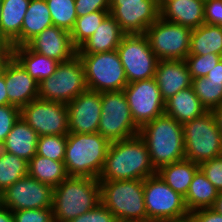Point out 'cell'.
<instances>
[{
    "label": "cell",
    "mask_w": 222,
    "mask_h": 222,
    "mask_svg": "<svg viewBox=\"0 0 222 222\" xmlns=\"http://www.w3.org/2000/svg\"><path fill=\"white\" fill-rule=\"evenodd\" d=\"M155 174L147 144L138 134L111 142L98 181L144 180Z\"/></svg>",
    "instance_id": "6da1fadb"
},
{
    "label": "cell",
    "mask_w": 222,
    "mask_h": 222,
    "mask_svg": "<svg viewBox=\"0 0 222 222\" xmlns=\"http://www.w3.org/2000/svg\"><path fill=\"white\" fill-rule=\"evenodd\" d=\"M139 135L147 144L151 163L156 170L185 159L183 126L173 117L163 113L145 123Z\"/></svg>",
    "instance_id": "7a4b0ae2"
},
{
    "label": "cell",
    "mask_w": 222,
    "mask_h": 222,
    "mask_svg": "<svg viewBox=\"0 0 222 222\" xmlns=\"http://www.w3.org/2000/svg\"><path fill=\"white\" fill-rule=\"evenodd\" d=\"M111 142L100 133H68L64 165L68 176L98 179Z\"/></svg>",
    "instance_id": "3957f363"
},
{
    "label": "cell",
    "mask_w": 222,
    "mask_h": 222,
    "mask_svg": "<svg viewBox=\"0 0 222 222\" xmlns=\"http://www.w3.org/2000/svg\"><path fill=\"white\" fill-rule=\"evenodd\" d=\"M100 182L90 177L68 176L54 187V222H70L100 203Z\"/></svg>",
    "instance_id": "277c9868"
},
{
    "label": "cell",
    "mask_w": 222,
    "mask_h": 222,
    "mask_svg": "<svg viewBox=\"0 0 222 222\" xmlns=\"http://www.w3.org/2000/svg\"><path fill=\"white\" fill-rule=\"evenodd\" d=\"M100 182V201L116 219L147 222L143 180Z\"/></svg>",
    "instance_id": "5b68a950"
},
{
    "label": "cell",
    "mask_w": 222,
    "mask_h": 222,
    "mask_svg": "<svg viewBox=\"0 0 222 222\" xmlns=\"http://www.w3.org/2000/svg\"><path fill=\"white\" fill-rule=\"evenodd\" d=\"M182 126L186 160L200 164L222 155V134L211 111Z\"/></svg>",
    "instance_id": "8992f818"
},
{
    "label": "cell",
    "mask_w": 222,
    "mask_h": 222,
    "mask_svg": "<svg viewBox=\"0 0 222 222\" xmlns=\"http://www.w3.org/2000/svg\"><path fill=\"white\" fill-rule=\"evenodd\" d=\"M83 64L88 90L97 92L122 91L128 84L117 50L77 54Z\"/></svg>",
    "instance_id": "52a82bcc"
},
{
    "label": "cell",
    "mask_w": 222,
    "mask_h": 222,
    "mask_svg": "<svg viewBox=\"0 0 222 222\" xmlns=\"http://www.w3.org/2000/svg\"><path fill=\"white\" fill-rule=\"evenodd\" d=\"M86 90L84 67L76 54L60 62L55 73L39 83L38 98L67 104Z\"/></svg>",
    "instance_id": "ba28073f"
},
{
    "label": "cell",
    "mask_w": 222,
    "mask_h": 222,
    "mask_svg": "<svg viewBox=\"0 0 222 222\" xmlns=\"http://www.w3.org/2000/svg\"><path fill=\"white\" fill-rule=\"evenodd\" d=\"M147 222H165L190 215L185 198L158 175L143 180Z\"/></svg>",
    "instance_id": "9c48e42d"
},
{
    "label": "cell",
    "mask_w": 222,
    "mask_h": 222,
    "mask_svg": "<svg viewBox=\"0 0 222 222\" xmlns=\"http://www.w3.org/2000/svg\"><path fill=\"white\" fill-rule=\"evenodd\" d=\"M101 111L98 133L110 142L139 134L123 90L101 92Z\"/></svg>",
    "instance_id": "30bf717a"
},
{
    "label": "cell",
    "mask_w": 222,
    "mask_h": 222,
    "mask_svg": "<svg viewBox=\"0 0 222 222\" xmlns=\"http://www.w3.org/2000/svg\"><path fill=\"white\" fill-rule=\"evenodd\" d=\"M192 29L161 17L146 29L150 48L158 60H185L190 51Z\"/></svg>",
    "instance_id": "8fae6325"
},
{
    "label": "cell",
    "mask_w": 222,
    "mask_h": 222,
    "mask_svg": "<svg viewBox=\"0 0 222 222\" xmlns=\"http://www.w3.org/2000/svg\"><path fill=\"white\" fill-rule=\"evenodd\" d=\"M117 51L128 84L154 77L158 59L145 34H125Z\"/></svg>",
    "instance_id": "7c38bea8"
},
{
    "label": "cell",
    "mask_w": 222,
    "mask_h": 222,
    "mask_svg": "<svg viewBox=\"0 0 222 222\" xmlns=\"http://www.w3.org/2000/svg\"><path fill=\"white\" fill-rule=\"evenodd\" d=\"M20 117L39 136L67 135L68 109L65 103L35 99L20 108Z\"/></svg>",
    "instance_id": "4fadbf2b"
},
{
    "label": "cell",
    "mask_w": 222,
    "mask_h": 222,
    "mask_svg": "<svg viewBox=\"0 0 222 222\" xmlns=\"http://www.w3.org/2000/svg\"><path fill=\"white\" fill-rule=\"evenodd\" d=\"M123 92L133 120L139 128L164 113L165 101L154 77L129 83Z\"/></svg>",
    "instance_id": "5bb4252c"
},
{
    "label": "cell",
    "mask_w": 222,
    "mask_h": 222,
    "mask_svg": "<svg viewBox=\"0 0 222 222\" xmlns=\"http://www.w3.org/2000/svg\"><path fill=\"white\" fill-rule=\"evenodd\" d=\"M54 187L27 175L2 192V205L9 210L52 208Z\"/></svg>",
    "instance_id": "9a60e30c"
},
{
    "label": "cell",
    "mask_w": 222,
    "mask_h": 222,
    "mask_svg": "<svg viewBox=\"0 0 222 222\" xmlns=\"http://www.w3.org/2000/svg\"><path fill=\"white\" fill-rule=\"evenodd\" d=\"M70 133H98L101 93L86 90L66 104Z\"/></svg>",
    "instance_id": "2e32d148"
},
{
    "label": "cell",
    "mask_w": 222,
    "mask_h": 222,
    "mask_svg": "<svg viewBox=\"0 0 222 222\" xmlns=\"http://www.w3.org/2000/svg\"><path fill=\"white\" fill-rule=\"evenodd\" d=\"M109 14L125 34H145L146 29L160 18V6L158 4L110 5Z\"/></svg>",
    "instance_id": "e0dca14e"
},
{
    "label": "cell",
    "mask_w": 222,
    "mask_h": 222,
    "mask_svg": "<svg viewBox=\"0 0 222 222\" xmlns=\"http://www.w3.org/2000/svg\"><path fill=\"white\" fill-rule=\"evenodd\" d=\"M26 46L31 51L55 59L59 63L68 61L77 54V48L72 43L70 32L57 26L46 28Z\"/></svg>",
    "instance_id": "ac0fdd59"
},
{
    "label": "cell",
    "mask_w": 222,
    "mask_h": 222,
    "mask_svg": "<svg viewBox=\"0 0 222 222\" xmlns=\"http://www.w3.org/2000/svg\"><path fill=\"white\" fill-rule=\"evenodd\" d=\"M2 74L5 78L8 104L21 108L38 98L39 83L13 57L5 64Z\"/></svg>",
    "instance_id": "d6986e66"
},
{
    "label": "cell",
    "mask_w": 222,
    "mask_h": 222,
    "mask_svg": "<svg viewBox=\"0 0 222 222\" xmlns=\"http://www.w3.org/2000/svg\"><path fill=\"white\" fill-rule=\"evenodd\" d=\"M154 79L164 101L191 87L192 78L184 60H158Z\"/></svg>",
    "instance_id": "ffe728a7"
},
{
    "label": "cell",
    "mask_w": 222,
    "mask_h": 222,
    "mask_svg": "<svg viewBox=\"0 0 222 222\" xmlns=\"http://www.w3.org/2000/svg\"><path fill=\"white\" fill-rule=\"evenodd\" d=\"M204 0H167L160 6L163 20L191 29L204 24Z\"/></svg>",
    "instance_id": "44dd1931"
},
{
    "label": "cell",
    "mask_w": 222,
    "mask_h": 222,
    "mask_svg": "<svg viewBox=\"0 0 222 222\" xmlns=\"http://www.w3.org/2000/svg\"><path fill=\"white\" fill-rule=\"evenodd\" d=\"M31 0H2L0 39L11 47L21 46V30Z\"/></svg>",
    "instance_id": "7402d4cb"
},
{
    "label": "cell",
    "mask_w": 222,
    "mask_h": 222,
    "mask_svg": "<svg viewBox=\"0 0 222 222\" xmlns=\"http://www.w3.org/2000/svg\"><path fill=\"white\" fill-rule=\"evenodd\" d=\"M38 138L37 132L19 117L0 149L29 162L36 155Z\"/></svg>",
    "instance_id": "603a6c76"
},
{
    "label": "cell",
    "mask_w": 222,
    "mask_h": 222,
    "mask_svg": "<svg viewBox=\"0 0 222 222\" xmlns=\"http://www.w3.org/2000/svg\"><path fill=\"white\" fill-rule=\"evenodd\" d=\"M125 33L116 20L108 14L95 33L78 49L77 54H94L117 50Z\"/></svg>",
    "instance_id": "cb8c5ba5"
},
{
    "label": "cell",
    "mask_w": 222,
    "mask_h": 222,
    "mask_svg": "<svg viewBox=\"0 0 222 222\" xmlns=\"http://www.w3.org/2000/svg\"><path fill=\"white\" fill-rule=\"evenodd\" d=\"M206 112H208L207 109L200 102L192 87L179 91L165 101L164 113L181 124L201 117Z\"/></svg>",
    "instance_id": "d4e9b609"
},
{
    "label": "cell",
    "mask_w": 222,
    "mask_h": 222,
    "mask_svg": "<svg viewBox=\"0 0 222 222\" xmlns=\"http://www.w3.org/2000/svg\"><path fill=\"white\" fill-rule=\"evenodd\" d=\"M12 57L38 83L53 75L59 65L55 59L31 51L26 45L12 47Z\"/></svg>",
    "instance_id": "484cf974"
},
{
    "label": "cell",
    "mask_w": 222,
    "mask_h": 222,
    "mask_svg": "<svg viewBox=\"0 0 222 222\" xmlns=\"http://www.w3.org/2000/svg\"><path fill=\"white\" fill-rule=\"evenodd\" d=\"M198 169L199 164L183 159L178 162L161 166L157 170V174L175 192L185 197L190 183Z\"/></svg>",
    "instance_id": "4316f807"
},
{
    "label": "cell",
    "mask_w": 222,
    "mask_h": 222,
    "mask_svg": "<svg viewBox=\"0 0 222 222\" xmlns=\"http://www.w3.org/2000/svg\"><path fill=\"white\" fill-rule=\"evenodd\" d=\"M53 26L51 13L45 0H31L21 30V46L48 27Z\"/></svg>",
    "instance_id": "83f0119b"
},
{
    "label": "cell",
    "mask_w": 222,
    "mask_h": 222,
    "mask_svg": "<svg viewBox=\"0 0 222 222\" xmlns=\"http://www.w3.org/2000/svg\"><path fill=\"white\" fill-rule=\"evenodd\" d=\"M219 191L207 179L199 168L190 183L185 198V204L189 213L204 208H212Z\"/></svg>",
    "instance_id": "f1b7e54d"
},
{
    "label": "cell",
    "mask_w": 222,
    "mask_h": 222,
    "mask_svg": "<svg viewBox=\"0 0 222 222\" xmlns=\"http://www.w3.org/2000/svg\"><path fill=\"white\" fill-rule=\"evenodd\" d=\"M218 54L222 56V26L202 24L192 29L188 55Z\"/></svg>",
    "instance_id": "f546056e"
},
{
    "label": "cell",
    "mask_w": 222,
    "mask_h": 222,
    "mask_svg": "<svg viewBox=\"0 0 222 222\" xmlns=\"http://www.w3.org/2000/svg\"><path fill=\"white\" fill-rule=\"evenodd\" d=\"M28 175L52 187L58 186L68 177L63 161L52 160L38 154L28 162Z\"/></svg>",
    "instance_id": "4dcf8cb0"
},
{
    "label": "cell",
    "mask_w": 222,
    "mask_h": 222,
    "mask_svg": "<svg viewBox=\"0 0 222 222\" xmlns=\"http://www.w3.org/2000/svg\"><path fill=\"white\" fill-rule=\"evenodd\" d=\"M28 175V162L0 149V191Z\"/></svg>",
    "instance_id": "1f68e13d"
},
{
    "label": "cell",
    "mask_w": 222,
    "mask_h": 222,
    "mask_svg": "<svg viewBox=\"0 0 222 222\" xmlns=\"http://www.w3.org/2000/svg\"><path fill=\"white\" fill-rule=\"evenodd\" d=\"M109 11H96L81 17H77L75 25L71 30V40L78 49L85 43L98 29Z\"/></svg>",
    "instance_id": "d6a6232c"
},
{
    "label": "cell",
    "mask_w": 222,
    "mask_h": 222,
    "mask_svg": "<svg viewBox=\"0 0 222 222\" xmlns=\"http://www.w3.org/2000/svg\"><path fill=\"white\" fill-rule=\"evenodd\" d=\"M191 87L207 111L222 105V82L199 77L192 79Z\"/></svg>",
    "instance_id": "836d02e7"
},
{
    "label": "cell",
    "mask_w": 222,
    "mask_h": 222,
    "mask_svg": "<svg viewBox=\"0 0 222 222\" xmlns=\"http://www.w3.org/2000/svg\"><path fill=\"white\" fill-rule=\"evenodd\" d=\"M51 13L53 26L71 32L76 19L75 0H45Z\"/></svg>",
    "instance_id": "e575fe53"
},
{
    "label": "cell",
    "mask_w": 222,
    "mask_h": 222,
    "mask_svg": "<svg viewBox=\"0 0 222 222\" xmlns=\"http://www.w3.org/2000/svg\"><path fill=\"white\" fill-rule=\"evenodd\" d=\"M66 143L67 135L39 136L36 154L52 160L63 161Z\"/></svg>",
    "instance_id": "d590c367"
},
{
    "label": "cell",
    "mask_w": 222,
    "mask_h": 222,
    "mask_svg": "<svg viewBox=\"0 0 222 222\" xmlns=\"http://www.w3.org/2000/svg\"><path fill=\"white\" fill-rule=\"evenodd\" d=\"M222 56L218 54L188 55L185 58L188 71L192 79L206 77V75L220 62Z\"/></svg>",
    "instance_id": "8d00e7d4"
},
{
    "label": "cell",
    "mask_w": 222,
    "mask_h": 222,
    "mask_svg": "<svg viewBox=\"0 0 222 222\" xmlns=\"http://www.w3.org/2000/svg\"><path fill=\"white\" fill-rule=\"evenodd\" d=\"M19 117V107L12 104L0 106V146Z\"/></svg>",
    "instance_id": "74e56055"
},
{
    "label": "cell",
    "mask_w": 222,
    "mask_h": 222,
    "mask_svg": "<svg viewBox=\"0 0 222 222\" xmlns=\"http://www.w3.org/2000/svg\"><path fill=\"white\" fill-rule=\"evenodd\" d=\"M14 222H54L52 208L13 211Z\"/></svg>",
    "instance_id": "f35d334b"
},
{
    "label": "cell",
    "mask_w": 222,
    "mask_h": 222,
    "mask_svg": "<svg viewBox=\"0 0 222 222\" xmlns=\"http://www.w3.org/2000/svg\"><path fill=\"white\" fill-rule=\"evenodd\" d=\"M199 168L213 186L222 192V155L200 163Z\"/></svg>",
    "instance_id": "ab89813d"
},
{
    "label": "cell",
    "mask_w": 222,
    "mask_h": 222,
    "mask_svg": "<svg viewBox=\"0 0 222 222\" xmlns=\"http://www.w3.org/2000/svg\"><path fill=\"white\" fill-rule=\"evenodd\" d=\"M116 218L101 202L88 212L70 222H114Z\"/></svg>",
    "instance_id": "60d3db41"
},
{
    "label": "cell",
    "mask_w": 222,
    "mask_h": 222,
    "mask_svg": "<svg viewBox=\"0 0 222 222\" xmlns=\"http://www.w3.org/2000/svg\"><path fill=\"white\" fill-rule=\"evenodd\" d=\"M77 17L96 11H109L110 0H75Z\"/></svg>",
    "instance_id": "b9f144b4"
},
{
    "label": "cell",
    "mask_w": 222,
    "mask_h": 222,
    "mask_svg": "<svg viewBox=\"0 0 222 222\" xmlns=\"http://www.w3.org/2000/svg\"><path fill=\"white\" fill-rule=\"evenodd\" d=\"M204 23L222 26V0H205Z\"/></svg>",
    "instance_id": "7bdbcfd3"
},
{
    "label": "cell",
    "mask_w": 222,
    "mask_h": 222,
    "mask_svg": "<svg viewBox=\"0 0 222 222\" xmlns=\"http://www.w3.org/2000/svg\"><path fill=\"white\" fill-rule=\"evenodd\" d=\"M195 222H222V215L213 208L198 209L190 213Z\"/></svg>",
    "instance_id": "ee69618b"
},
{
    "label": "cell",
    "mask_w": 222,
    "mask_h": 222,
    "mask_svg": "<svg viewBox=\"0 0 222 222\" xmlns=\"http://www.w3.org/2000/svg\"><path fill=\"white\" fill-rule=\"evenodd\" d=\"M12 57V47L9 44H5L0 49V75L4 69L5 64L9 61Z\"/></svg>",
    "instance_id": "f6af8a7d"
},
{
    "label": "cell",
    "mask_w": 222,
    "mask_h": 222,
    "mask_svg": "<svg viewBox=\"0 0 222 222\" xmlns=\"http://www.w3.org/2000/svg\"><path fill=\"white\" fill-rule=\"evenodd\" d=\"M210 81L222 82V59L220 62L213 68L206 77Z\"/></svg>",
    "instance_id": "bcb514c9"
},
{
    "label": "cell",
    "mask_w": 222,
    "mask_h": 222,
    "mask_svg": "<svg viewBox=\"0 0 222 222\" xmlns=\"http://www.w3.org/2000/svg\"><path fill=\"white\" fill-rule=\"evenodd\" d=\"M123 4H157L156 0H110V5Z\"/></svg>",
    "instance_id": "7dc6e473"
},
{
    "label": "cell",
    "mask_w": 222,
    "mask_h": 222,
    "mask_svg": "<svg viewBox=\"0 0 222 222\" xmlns=\"http://www.w3.org/2000/svg\"><path fill=\"white\" fill-rule=\"evenodd\" d=\"M8 104V95L4 75H0V106Z\"/></svg>",
    "instance_id": "c3c4849f"
},
{
    "label": "cell",
    "mask_w": 222,
    "mask_h": 222,
    "mask_svg": "<svg viewBox=\"0 0 222 222\" xmlns=\"http://www.w3.org/2000/svg\"><path fill=\"white\" fill-rule=\"evenodd\" d=\"M0 222H14L12 211L4 205L0 207Z\"/></svg>",
    "instance_id": "681fc988"
},
{
    "label": "cell",
    "mask_w": 222,
    "mask_h": 222,
    "mask_svg": "<svg viewBox=\"0 0 222 222\" xmlns=\"http://www.w3.org/2000/svg\"><path fill=\"white\" fill-rule=\"evenodd\" d=\"M211 112L213 113L217 127L222 134V105L213 109Z\"/></svg>",
    "instance_id": "f907efd6"
},
{
    "label": "cell",
    "mask_w": 222,
    "mask_h": 222,
    "mask_svg": "<svg viewBox=\"0 0 222 222\" xmlns=\"http://www.w3.org/2000/svg\"><path fill=\"white\" fill-rule=\"evenodd\" d=\"M212 208L222 215V192H219Z\"/></svg>",
    "instance_id": "816d5d0a"
},
{
    "label": "cell",
    "mask_w": 222,
    "mask_h": 222,
    "mask_svg": "<svg viewBox=\"0 0 222 222\" xmlns=\"http://www.w3.org/2000/svg\"><path fill=\"white\" fill-rule=\"evenodd\" d=\"M165 222H195V220L193 219V217L191 215H188V216L180 218V219L168 220Z\"/></svg>",
    "instance_id": "f5cc1de1"
},
{
    "label": "cell",
    "mask_w": 222,
    "mask_h": 222,
    "mask_svg": "<svg viewBox=\"0 0 222 222\" xmlns=\"http://www.w3.org/2000/svg\"><path fill=\"white\" fill-rule=\"evenodd\" d=\"M114 222H137V221H130V220H122V219H115Z\"/></svg>",
    "instance_id": "db71d44e"
},
{
    "label": "cell",
    "mask_w": 222,
    "mask_h": 222,
    "mask_svg": "<svg viewBox=\"0 0 222 222\" xmlns=\"http://www.w3.org/2000/svg\"><path fill=\"white\" fill-rule=\"evenodd\" d=\"M157 1V4L159 6H161L164 2H166L167 0H156Z\"/></svg>",
    "instance_id": "11a10c76"
},
{
    "label": "cell",
    "mask_w": 222,
    "mask_h": 222,
    "mask_svg": "<svg viewBox=\"0 0 222 222\" xmlns=\"http://www.w3.org/2000/svg\"><path fill=\"white\" fill-rule=\"evenodd\" d=\"M5 45V43L0 39V49Z\"/></svg>",
    "instance_id": "9f6ffc18"
},
{
    "label": "cell",
    "mask_w": 222,
    "mask_h": 222,
    "mask_svg": "<svg viewBox=\"0 0 222 222\" xmlns=\"http://www.w3.org/2000/svg\"><path fill=\"white\" fill-rule=\"evenodd\" d=\"M2 206V192L0 191V207Z\"/></svg>",
    "instance_id": "6f0895ef"
},
{
    "label": "cell",
    "mask_w": 222,
    "mask_h": 222,
    "mask_svg": "<svg viewBox=\"0 0 222 222\" xmlns=\"http://www.w3.org/2000/svg\"><path fill=\"white\" fill-rule=\"evenodd\" d=\"M1 10H2V0H0V16H1Z\"/></svg>",
    "instance_id": "680465c9"
}]
</instances>
